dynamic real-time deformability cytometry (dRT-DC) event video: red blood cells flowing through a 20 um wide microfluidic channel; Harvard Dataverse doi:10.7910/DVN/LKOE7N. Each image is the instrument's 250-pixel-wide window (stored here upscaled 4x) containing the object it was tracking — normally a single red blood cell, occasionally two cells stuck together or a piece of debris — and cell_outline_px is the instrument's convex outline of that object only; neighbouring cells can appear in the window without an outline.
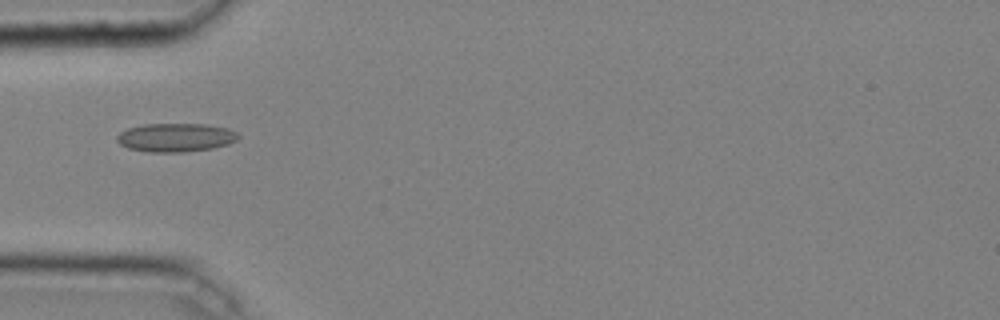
{"species": "common noctule bat (a hibernating species)", "species_latin": "Nyctalus noctula", "temperature_condition": "cold", "stored_images_in_passage": 29, "camera_frame_rate_fps": 3000, "um_per_image_px": 0.085, "animal": {"sex": "male", "body_mass_g": 20.4}, "frame": {"image": 1, "passage_image": 1, "time_ms": 0.0, "image_size_px": [1000, 320], "cell_outline_px": [[240, 136], [236, 140], [228, 144], [212, 148], [184, 152], [148, 152], [128, 148], [120, 144], [116, 140], [116, 136], [120, 132], [128, 128], [144, 124], [204, 124], [228, 128], [236, 132]], "centroid_in_image_um": [14.92, 11.69], "position_along_channel_um": 70.1, "area_um2": 20.23}}
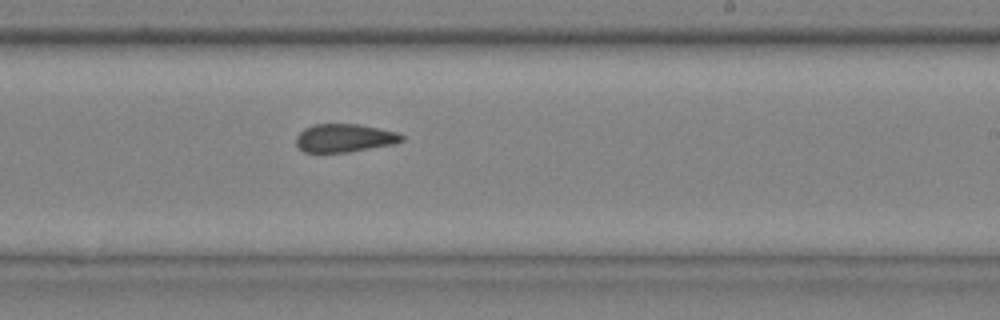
{"frame": {"image": 2, "passage_image": 15, "time_ms": 4.667, "image_size_px": [1000, 320], "cell_outline_px": [[404, 140], [396, 144], [348, 152], [304, 152], [296, 144], [296, 136], [304, 128], [312, 124], [356, 124], [396, 132], [404, 136]], "centroid_in_image_um": [29.27, 11.73], "position_along_channel_um": 259.7, "area_um2": 17.34}}
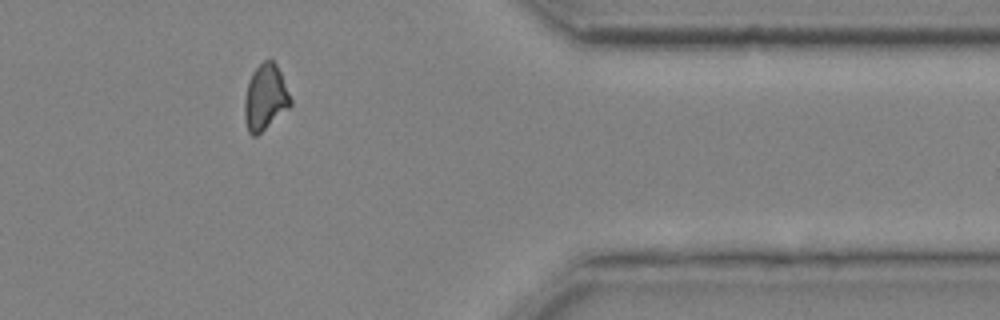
{"frame": {"image": 3, "passage_image": 26, "time_ms": 8.333, "image_size_px": [1000, 320], "cell_outline_px": [[292, 104], [288, 108], [256, 136], [252, 136], [248, 132], [244, 120], [244, 100], [248, 84], [252, 72], [264, 60], [272, 60], [276, 64], [280, 72], [292, 100]], "centroid_in_image_um": [22.53, 8.29], "position_along_channel_um": 388.9, "area_um2": 17.4}, "authors_computed_cell_mechanics": {"area_um2": 17.5712, "velocity_mm_per_s": 4.0662, "shape_relaxation_time_tau1_ms": null, "shape_relaxation_time_tau2_ms": 2.4893, "deformation_change_tau1": null, "deformation_change_tau2": 0.0735}}